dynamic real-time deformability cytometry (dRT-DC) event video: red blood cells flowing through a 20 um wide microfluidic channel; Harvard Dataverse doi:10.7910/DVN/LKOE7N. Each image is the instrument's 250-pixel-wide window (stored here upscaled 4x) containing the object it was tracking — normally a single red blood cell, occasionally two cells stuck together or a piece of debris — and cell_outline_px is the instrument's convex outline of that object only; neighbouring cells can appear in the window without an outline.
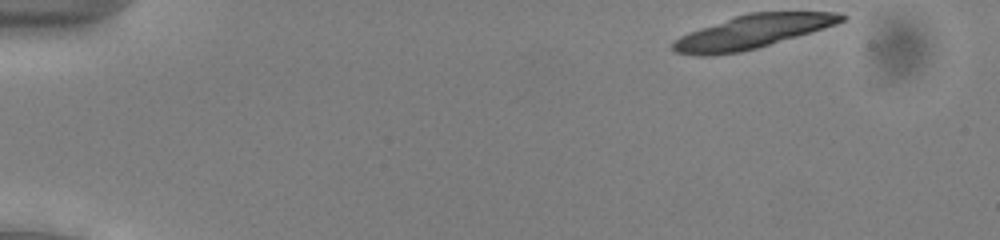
{"species": "common noctule bat (a hibernating species)", "species_latin": "Nyctalus noctula", "temperature_condition": "cold", "stored_images_in_passage": 15, "camera_frame_rate_fps": 3000, "um_per_image_px": 0.085, "animal": {"sex": "male", "body_mass_g": 13.0, "forearm_length_mm": 53.1}, "frame": {"image": 1, "passage_image": 1, "time_ms": 0.0, "image_size_px": [1000, 240], "cell_outline_px": [[848, 16], [844, 20], [836, 24], [824, 28], [756, 48], [740, 52], [712, 56], [696, 56], [676, 52], [672, 48], [672, 40], [688, 32], [748, 12], [836, 12]], "centroid_in_image_um": [63.91, 2.7], "position_along_channel_um": 21.1, "area_um2": 32.6}}